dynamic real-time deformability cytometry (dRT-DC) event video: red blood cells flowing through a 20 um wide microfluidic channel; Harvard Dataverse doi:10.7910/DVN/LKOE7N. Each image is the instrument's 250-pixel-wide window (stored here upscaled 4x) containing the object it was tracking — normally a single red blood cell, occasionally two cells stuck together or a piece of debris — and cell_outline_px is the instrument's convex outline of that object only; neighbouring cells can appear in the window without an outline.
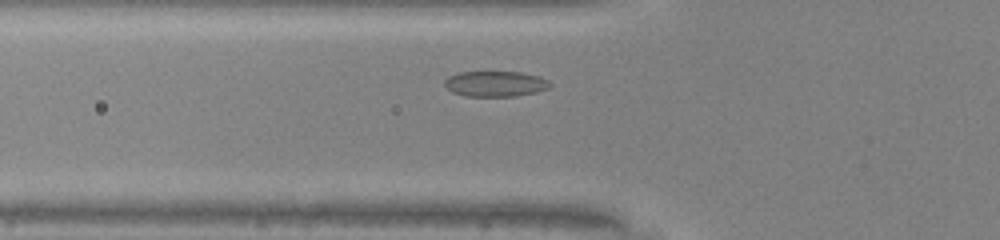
{"species": "common noctule bat (a hibernating species)", "species_latin": "Nyctalus noctula", "temperature_condition": "warm", "stored_images_in_passage": 26, "camera_frame_rate_fps": 3000, "um_per_image_px": 0.085, "animal": {"sex": "male", "body_mass_g": 20.0, "forearm_length_mm": 53.3}, "frame": {"image": 1, "passage_image": 2, "time_ms": 0.333, "image_size_px": [1000, 240], "cell_outline_px": [[552, 84], [548, 88], [536, 92], [516, 96], [464, 96], [452, 92], [444, 88], [444, 80], [448, 76], [460, 72], [520, 72], [536, 76], [548, 80]], "centroid_in_image_um": [42.05, 7.13], "position_along_channel_um": 83.7, "area_um2": 15.72}}
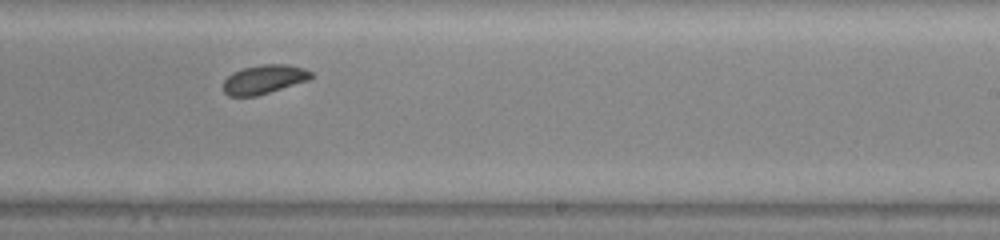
{"frame": {"image": 2, "passage_image": 15, "time_ms": 4.667, "image_size_px": [1000, 240], "cell_outline_px": [[312, 76], [308, 80], [256, 96], [228, 96], [224, 92], [224, 80], [232, 72], [244, 68], [260, 64], [288, 64], [304, 68], [312, 72]], "centroid_in_image_um": [22.43, 6.73], "position_along_channel_um": 266.6, "area_um2": 14.74}}
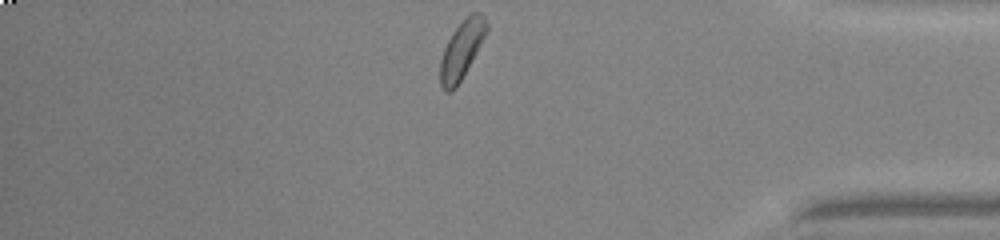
{"frame": {"image": 3, "passage_image": 26, "time_ms": 8.333, "image_size_px": [1000, 240], "cell_outline_px": [[488, 28], [472, 60], [456, 88], [452, 92], [444, 92], [440, 84], [440, 60], [444, 48], [452, 32], [472, 12], [480, 12], [484, 16], [488, 24]], "centroid_in_image_um": [39.22, 4.26], "position_along_channel_um": 396.0, "area_um2": 15.37}, "authors_computed_cell_mechanics": {"area_um2": 15.0569, "velocity_mm_per_s": 4.2171, "shape_relaxation_time_tau1_ms": 1.6972, "shape_relaxation_time_tau2_ms": 0.5272, "deformation_change_tau1": 0.0811, "deformation_change_tau2": 0.0461}}